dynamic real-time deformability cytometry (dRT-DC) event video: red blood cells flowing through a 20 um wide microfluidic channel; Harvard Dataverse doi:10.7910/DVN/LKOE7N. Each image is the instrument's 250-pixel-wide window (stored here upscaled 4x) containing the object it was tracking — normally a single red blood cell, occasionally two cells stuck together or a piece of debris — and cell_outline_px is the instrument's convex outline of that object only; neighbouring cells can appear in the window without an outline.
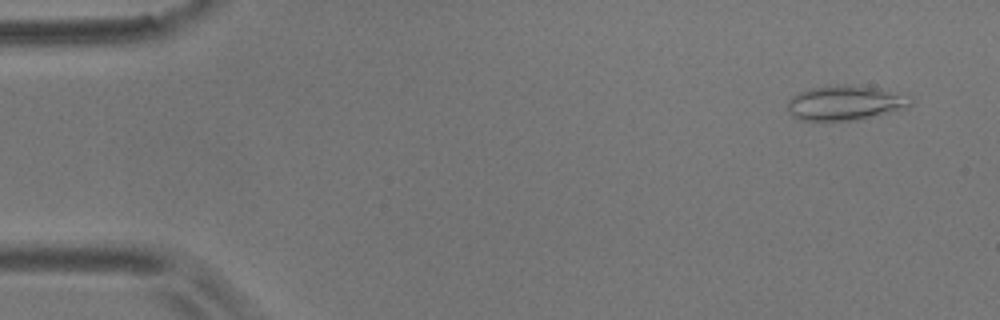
{"species": "common noctule bat (a hibernating species)", "species_latin": "Nyctalus noctula", "temperature_condition": "room temperature", "stored_images_in_passage": 8, "camera_frame_rate_fps": 3000, "um_per_image_px": 0.085, "animal": {"sex": "male", "body_mass_g": 17.9}, "frame": {"image": 1, "passage_image": 1, "time_ms": 0.0, "image_size_px": [1000, 320], "cell_outline_px": [[912, 104], [908, 108], [856, 120], [800, 120], [792, 116], [788, 112], [788, 100], [792, 96], [800, 92], [812, 88], [836, 84], [880, 88]], "centroid_in_image_um": [71.69, 8.76], "position_along_channel_um": 13.3, "area_um2": 24.04}}
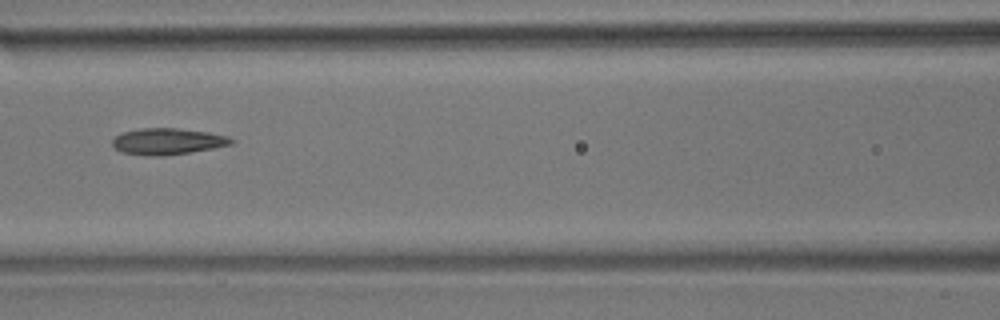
{"frame": {"image": 2, "passage_image": 7, "time_ms": 2.0, "image_size_px": [1000, 320], "cell_outline_px": [[236, 140], [232, 144], [212, 148], [164, 156], [144, 156], [120, 152], [112, 144], [112, 140], [120, 132], [140, 128], [176, 128], [208, 132], [228, 136]], "centroid_in_image_um": [14.21, 12.02], "position_along_channel_um": 152.4, "area_um2": 18.38}}
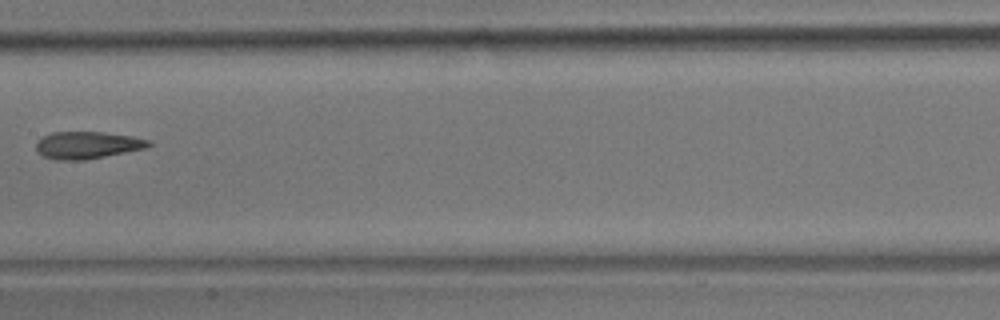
{"frame": {"image": 3, "passage_image": 8, "time_ms": 2.333, "image_size_px": [1000, 320], "cell_outline_px": [[152, 144], [148, 148], [84, 160], [56, 160], [44, 156], [36, 148], [36, 144], [44, 136], [52, 132], [104, 132], [132, 136], [152, 140]], "centroid_in_image_um": [7.5, 12.33], "position_along_channel_um": 199.9, "area_um2": 17.8}}